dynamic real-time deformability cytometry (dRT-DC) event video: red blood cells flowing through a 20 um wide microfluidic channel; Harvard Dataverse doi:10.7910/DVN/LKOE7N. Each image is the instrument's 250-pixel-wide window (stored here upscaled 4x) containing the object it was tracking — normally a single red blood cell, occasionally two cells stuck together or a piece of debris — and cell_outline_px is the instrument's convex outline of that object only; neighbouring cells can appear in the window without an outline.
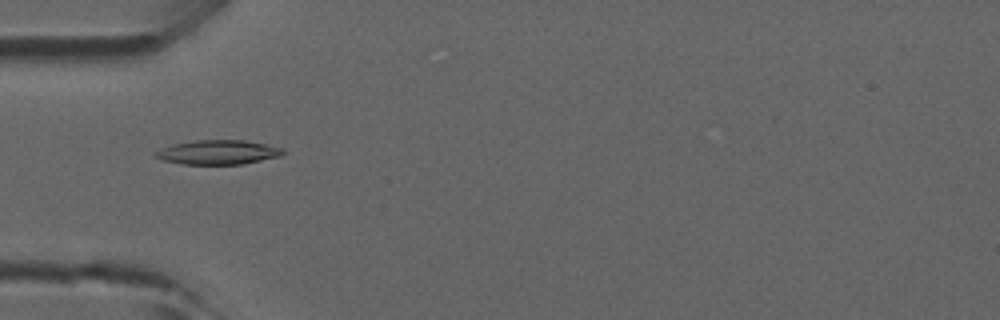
{"species": "common noctule bat (a hibernating species)", "species_latin": "Nyctalus noctula", "temperature_condition": "room temperature", "stored_images_in_passage": 46, "camera_frame_rate_fps": 3000, "um_per_image_px": 0.085, "animal": {"sex": "male", "forearm_length_mm": 52.5}, "frame": {"image": 1, "passage_image": 14, "time_ms": 4.333, "image_size_px": [1000, 320], "cell_outline_px": [[284, 152], [280, 156], [244, 164], [180, 164], [164, 160], [156, 156], [156, 152], [160, 148], [172, 144], [196, 140], [244, 140], [284, 148]], "centroid_in_image_um": [18.54, 12.94], "position_along_channel_um": 66.5, "area_um2": 17.98}}
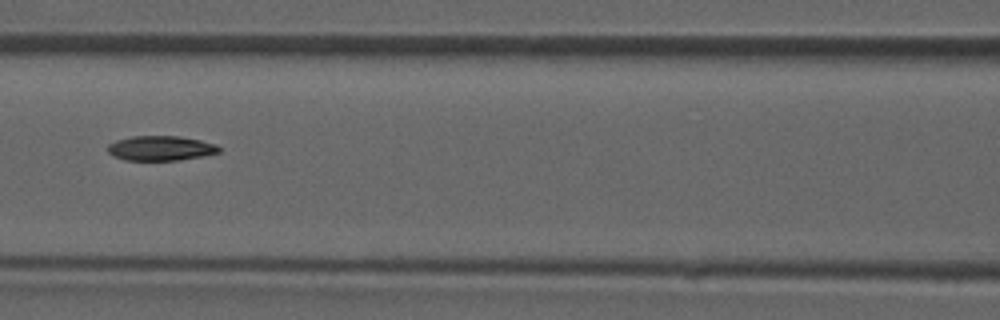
{"frame": {"image": 2, "passage_image": 20, "time_ms": 6.333, "image_size_px": [1000, 320], "cell_outline_px": [[220, 152], [180, 160], [124, 160], [112, 156], [108, 152], [108, 144], [116, 140], [132, 136], [176, 136], [200, 140], [216, 144], [220, 148]], "centroid_in_image_um": [13.62, 12.6], "position_along_channel_um": 153.0, "area_um2": 16.01}}